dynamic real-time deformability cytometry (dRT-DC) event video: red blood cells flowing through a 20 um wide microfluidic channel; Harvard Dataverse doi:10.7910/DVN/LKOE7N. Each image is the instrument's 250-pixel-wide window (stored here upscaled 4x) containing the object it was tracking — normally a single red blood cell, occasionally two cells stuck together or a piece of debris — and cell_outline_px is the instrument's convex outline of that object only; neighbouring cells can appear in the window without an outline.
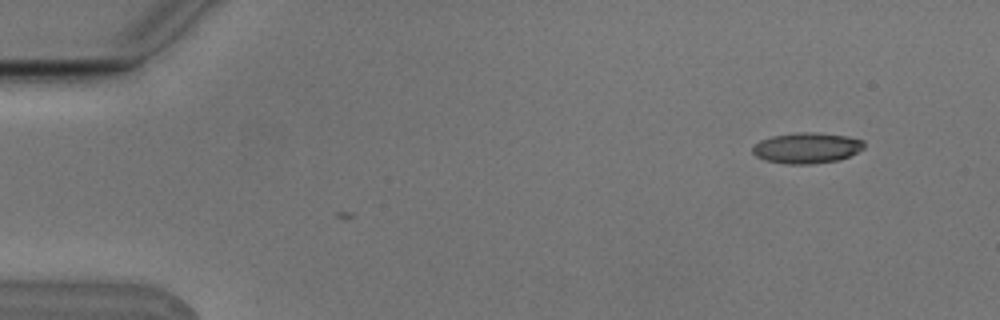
{"species": "Egyptian fruit bat (a non-hibernating species)", "species_latin": "Rousettus aegyptiacus", "temperature_condition": "cold", "stored_images_in_passage": 3, "camera_frame_rate_fps": 3000, "um_per_image_px": 0.085, "animal": {"sex": "male"}, "frame": {"image": 1, "passage_image": 3, "time_ms": 0.667, "image_size_px": [1000, 320], "cell_outline_px": [[864, 148], [848, 156], [836, 160], [812, 164], [788, 164], [764, 160], [756, 156], [752, 152], [752, 148], [760, 140], [772, 136], [800, 132], [812, 132], [848, 136], [864, 140]], "centroid_in_image_um": [68.56, 12.57], "position_along_channel_um": 16.4, "area_um2": 19.83}}